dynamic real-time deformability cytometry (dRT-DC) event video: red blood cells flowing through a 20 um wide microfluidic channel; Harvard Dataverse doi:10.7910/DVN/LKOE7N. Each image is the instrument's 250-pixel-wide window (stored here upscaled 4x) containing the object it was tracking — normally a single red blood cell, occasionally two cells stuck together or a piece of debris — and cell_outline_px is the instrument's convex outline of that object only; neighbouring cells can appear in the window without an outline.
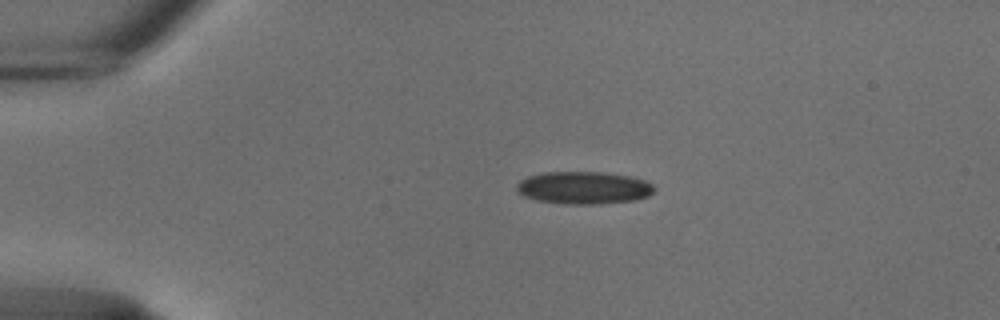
{"species": "common noctule bat (a hibernating species)", "species_latin": "Nyctalus noctula", "temperature_condition": "cold", "stored_images_in_passage": 43, "camera_frame_rate_fps": 3000, "um_per_image_px": 0.085, "animal": {"sex": "male", "body_mass_g": 18.8}, "frame": {"image": 1, "passage_image": 1, "time_ms": 0.0, "image_size_px": [1000, 320], "cell_outline_px": [[656, 188], [648, 196], [636, 200], [600, 204], [564, 204], [536, 200], [524, 196], [516, 192], [516, 184], [520, 180], [528, 176], [544, 172], [600, 172], [628, 176], [644, 180], [652, 184]], "centroid_in_image_um": [49.58, 15.97], "position_along_channel_um": 35.4, "area_um2": 26.18}}
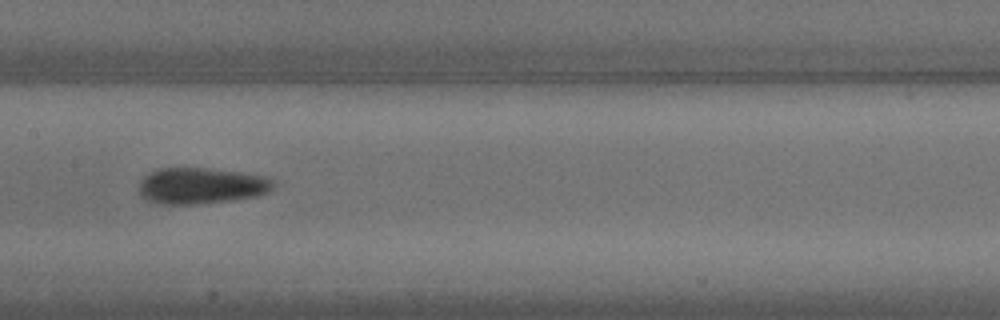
{"frame": {"image": 2, "passage_image": 17, "time_ms": 5.333, "image_size_px": [1000, 320], "cell_outline_px": [[272, 188], [256, 196], [232, 200], [196, 204], [160, 204], [148, 200], [140, 192], [140, 180], [144, 176], [156, 168], [204, 168], [240, 172], [268, 176], [272, 180]], "centroid_in_image_um": [17.08, 15.78], "position_along_channel_um": 190.3, "area_um2": 28.09}}
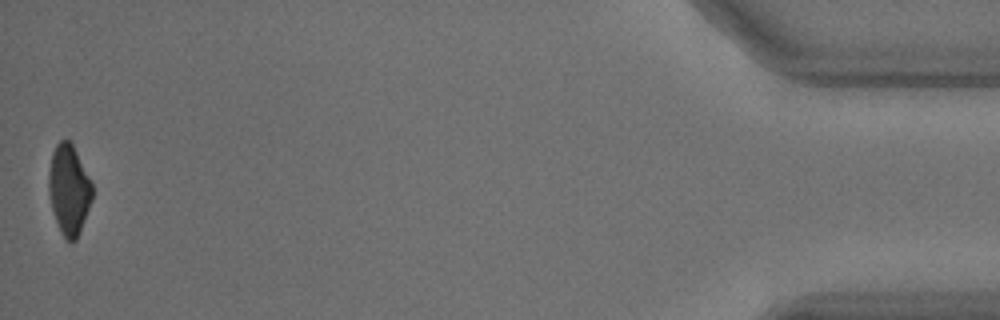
{"frame": {"image": 3, "passage_image": 43, "time_ms": 14.0, "image_size_px": [1000, 320], "cell_outline_px": [[92, 200], [76, 240], [72, 244], [64, 236], [56, 220], [52, 208], [48, 192], [48, 176], [52, 152], [56, 144], [60, 140], [68, 140], [72, 144], [92, 184]], "centroid_in_image_um": [5.84, 16.11], "position_along_channel_um": 429.4, "area_um2": 22.43}, "authors_computed_cell_mechanics": {"area_um2": 26.6458, "velocity_mm_per_s": 3.7456, "shape_relaxation_time_tau1_ms": 5.1401, "shape_relaxation_time_tau2_ms": 5.9524, "deformation_change_tau1": 0.1072, "deformation_change_tau2": 0.0805}}